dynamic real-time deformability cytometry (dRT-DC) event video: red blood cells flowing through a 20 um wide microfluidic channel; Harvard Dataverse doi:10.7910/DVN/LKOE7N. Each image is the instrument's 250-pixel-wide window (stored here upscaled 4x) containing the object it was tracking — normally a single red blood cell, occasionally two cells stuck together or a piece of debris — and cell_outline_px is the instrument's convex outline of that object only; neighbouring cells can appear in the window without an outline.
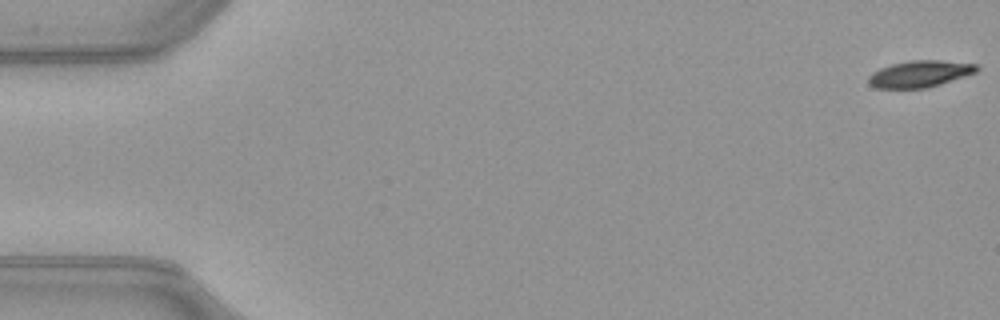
{"species": "common noctule bat (a hibernating species)", "species_latin": "Nyctalus noctula", "temperature_condition": "warm", "stored_images_in_passage": 16, "camera_frame_rate_fps": 3000, "um_per_image_px": 0.085, "animal": {"sex": "female", "body_mass_g": 21.9}, "frame": {"image": 1, "passage_image": 1, "time_ms": 0.0, "image_size_px": [1000, 320], "cell_outline_px": [[980, 68], [976, 72], [928, 88], [876, 88], [868, 84], [868, 76], [872, 72], [880, 68], [892, 64], [912, 60], [940, 60], [976, 64]], "centroid_in_image_um": [78.16, 6.28], "position_along_channel_um": 6.8, "area_um2": 16.76}}
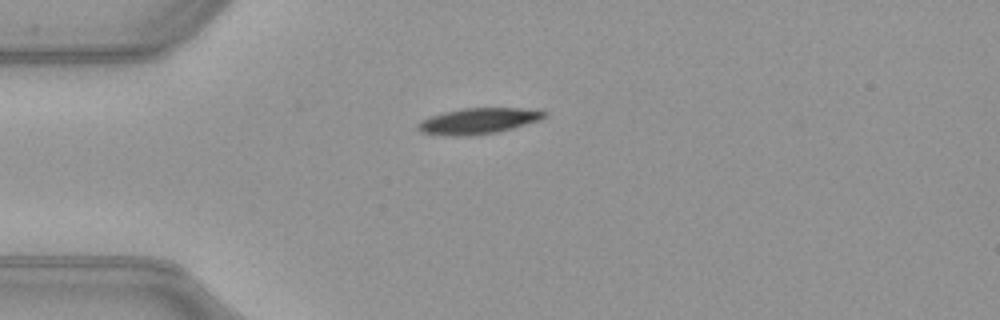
{"frame": {"image": 2, "passage_image": 14, "time_ms": 4.333, "image_size_px": [1000, 320], "cell_outline_px": [[544, 116], [540, 120], [512, 128], [496, 132], [468, 136], [448, 136], [420, 132], [416, 128], [416, 124], [432, 116], [444, 112], [464, 108], [520, 108], [544, 112]], "centroid_in_image_um": [40.59, 10.29], "position_along_channel_um": 44.4, "area_um2": 18.73}}